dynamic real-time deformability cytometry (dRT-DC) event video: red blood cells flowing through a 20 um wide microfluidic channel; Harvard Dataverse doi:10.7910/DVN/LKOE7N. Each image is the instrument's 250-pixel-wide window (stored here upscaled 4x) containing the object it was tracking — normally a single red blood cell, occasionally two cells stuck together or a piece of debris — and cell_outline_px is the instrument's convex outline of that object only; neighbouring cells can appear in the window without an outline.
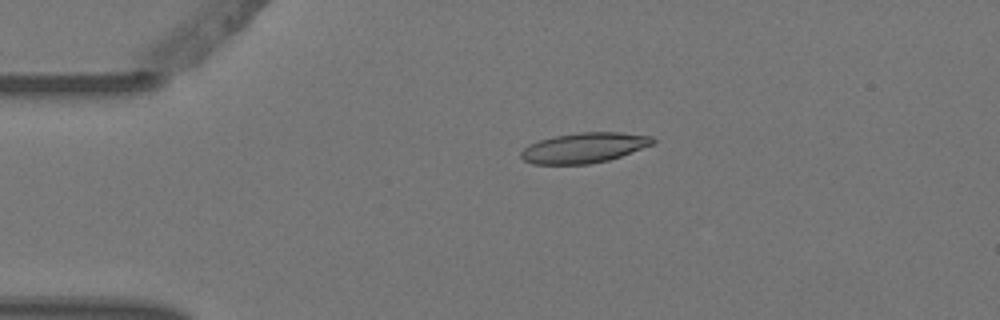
{"species": "Egyptian fruit bat (a non-hibernating species)", "species_latin": "Rousettus aegyptiacus", "temperature_condition": "warm", "stored_images_in_passage": 2, "camera_frame_rate_fps": 3000, "um_per_image_px": 0.085, "animal": {"sex": "female"}, "frame": {"image": 1, "passage_image": 1, "time_ms": 0.0, "image_size_px": [1000, 320], "cell_outline_px": [[656, 140], [652, 144], [620, 156], [608, 160], [588, 164], [532, 164], [524, 160], [520, 156], [520, 152], [524, 148], [540, 140], [552, 136], [580, 132], [620, 132], [652, 136]], "centroid_in_image_um": [49.63, 12.55], "position_along_channel_um": 35.4, "area_um2": 23.0}}